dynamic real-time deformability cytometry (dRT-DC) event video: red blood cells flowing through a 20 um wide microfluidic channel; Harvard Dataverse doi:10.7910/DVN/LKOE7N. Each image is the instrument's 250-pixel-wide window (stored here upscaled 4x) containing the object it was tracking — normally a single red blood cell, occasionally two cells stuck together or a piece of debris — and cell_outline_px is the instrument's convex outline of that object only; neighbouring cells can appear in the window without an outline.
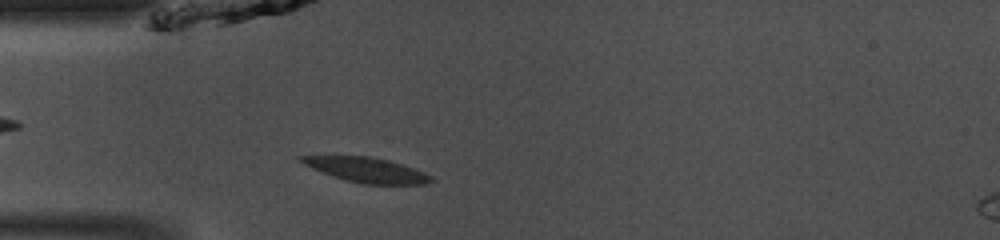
{"species": "common noctule bat (a hibernating species)", "species_latin": "Nyctalus noctula", "temperature_condition": "room temperature", "stored_images_in_passage": 17, "camera_frame_rate_fps": 3000, "um_per_image_px": 0.085, "animal": {"sex": "male", "body_mass_g": 13.0, "forearm_length_mm": 53.1}, "frame": {"image": 1, "passage_image": 4, "time_ms": 1.0, "image_size_px": [1000, 240], "cell_outline_px": [[436, 180], [428, 184], [364, 184], [348, 180], [324, 172], [304, 164], [296, 156], [368, 156], [388, 160], [424, 172], [432, 176]], "centroid_in_image_um": [31.24, 14.44], "position_along_channel_um": 53.8, "area_um2": 18.32}}
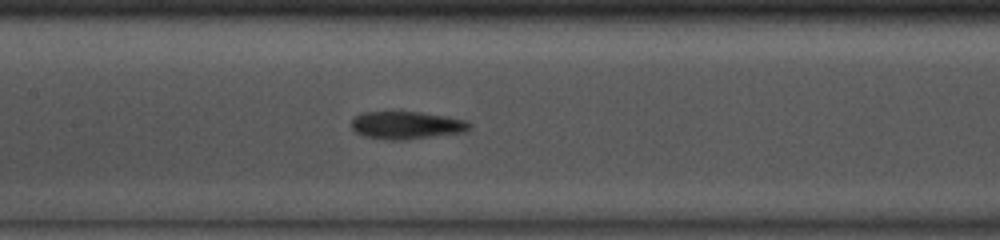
{"frame": {"image": 2, "passage_image": 13, "time_ms": 4.0, "image_size_px": [1000, 240], "cell_outline_px": [[472, 128], [464, 132], [404, 140], [384, 140], [364, 136], [356, 132], [352, 128], [352, 120], [360, 112], [420, 112], [444, 116], [464, 120], [472, 124]], "centroid_in_image_um": [34.55, 10.65], "position_along_channel_um": 172.9, "area_um2": 19.02}}
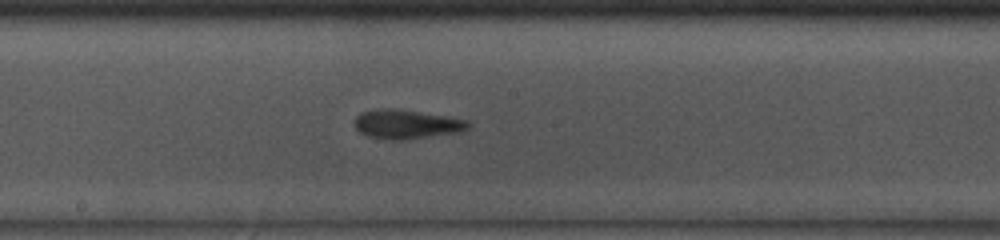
{"frame": {"image": 3, "passage_image": 16, "time_ms": 5.0, "image_size_px": [1000, 240], "cell_outline_px": [[472, 124], [468, 128], [460, 132], [404, 140], [392, 140], [368, 136], [360, 132], [356, 128], [356, 116], [360, 112], [384, 108], [392, 108], [444, 116], [468, 120]], "centroid_in_image_um": [34.57, 10.57], "position_along_channel_um": 213.6, "area_um2": 19.07}}